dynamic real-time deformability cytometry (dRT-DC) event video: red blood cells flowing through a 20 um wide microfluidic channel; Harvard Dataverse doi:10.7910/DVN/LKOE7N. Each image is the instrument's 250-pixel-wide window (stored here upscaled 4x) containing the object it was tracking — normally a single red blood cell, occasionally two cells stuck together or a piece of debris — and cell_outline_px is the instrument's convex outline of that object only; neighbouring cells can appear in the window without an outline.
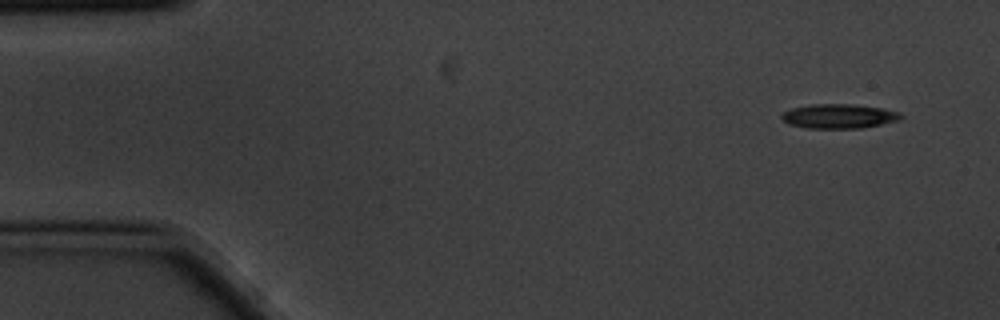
{"species": "common noctule bat (a hibernating species)", "species_latin": "Nyctalus noctula", "temperature_condition": "cold", "stored_images_in_passage": 4, "camera_frame_rate_fps": 3000, "um_per_image_px": 0.085, "animal": {"sex": "male", "body_mass_g": 20.1, "forearm_length_mm": 53.5}, "frame": {"image": 1, "passage_image": 1, "time_ms": 0.0, "image_size_px": [1000, 320], "cell_outline_px": [[904, 116], [900, 120], [860, 128], [808, 128], [788, 124], [780, 116], [784, 112], [792, 108], [812, 104], [852, 104], [884, 108], [900, 112]], "centroid_in_image_um": [71.34, 9.87], "position_along_channel_um": 13.7, "area_um2": 16.94}}
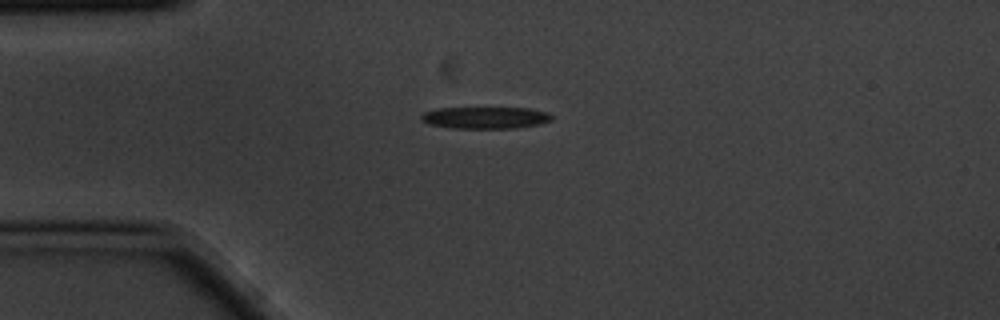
{"frame": {"image": 2, "passage_image": 4, "time_ms": 1.0, "image_size_px": [1000, 320], "cell_outline_px": [[552, 120], [540, 124], [516, 128], [452, 128], [428, 124], [420, 120], [420, 116], [424, 112], [436, 108], [528, 108], [548, 112], [552, 116]], "centroid_in_image_um": [41.24, 10.0], "position_along_channel_um": 43.8, "area_um2": 16.7}}